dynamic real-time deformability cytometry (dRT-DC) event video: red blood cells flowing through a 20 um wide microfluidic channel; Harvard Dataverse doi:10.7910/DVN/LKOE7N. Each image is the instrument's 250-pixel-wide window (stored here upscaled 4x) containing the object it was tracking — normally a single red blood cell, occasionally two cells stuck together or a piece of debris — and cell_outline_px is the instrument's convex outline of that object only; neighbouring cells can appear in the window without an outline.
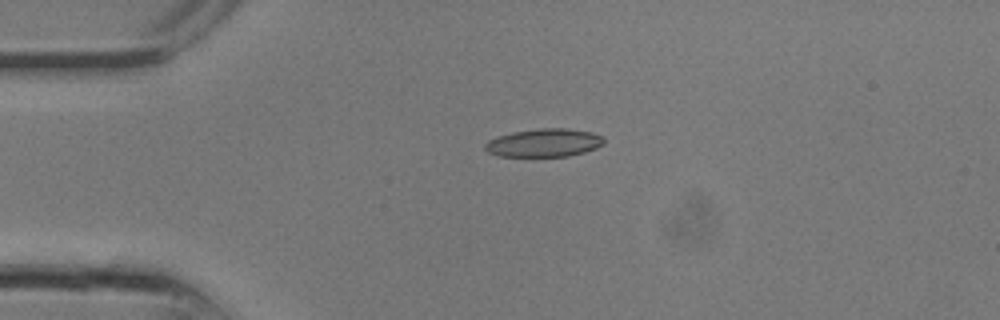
{"species": "common noctule bat (a hibernating species)", "species_latin": "Nyctalus noctula", "temperature_condition": "room temperature", "stored_images_in_passage": 7, "camera_frame_rate_fps": 3000, "um_per_image_px": 0.085, "animal": {"sex": "male", "body_mass_g": 13.3}, "frame": {"image": 1, "passage_image": 2, "time_ms": 0.333, "image_size_px": [1000, 320], "cell_outline_px": [[604, 144], [596, 148], [584, 152], [568, 156], [496, 156], [488, 152], [484, 148], [484, 144], [488, 140], [496, 136], [512, 132], [540, 128], [568, 128], [592, 132], [604, 136]], "centroid_in_image_um": [46.24, 12.13], "position_along_channel_um": 38.8, "area_um2": 19.71}}
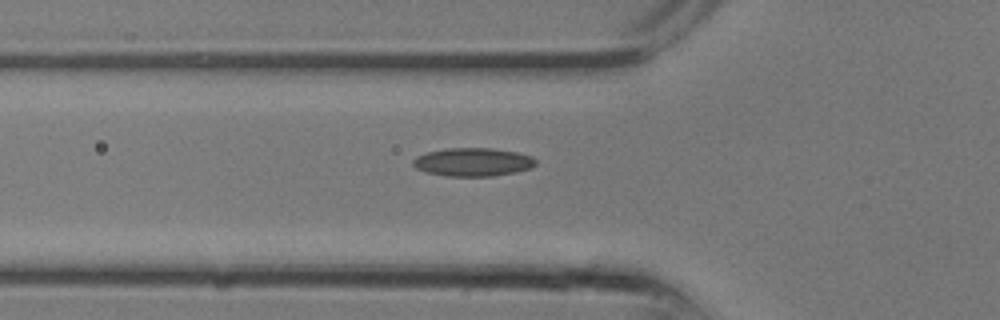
{"frame": {"image": 2, "passage_image": 5, "time_ms": 1.333, "image_size_px": [1000, 320], "cell_outline_px": [[536, 164], [532, 168], [516, 172], [492, 176], [444, 176], [428, 172], [416, 168], [412, 164], [412, 160], [416, 156], [428, 152], [448, 148], [492, 148], [516, 152], [532, 156], [536, 160]], "centroid_in_image_um": [40.21, 13.77], "position_along_channel_um": 85.6, "area_um2": 20.29}}
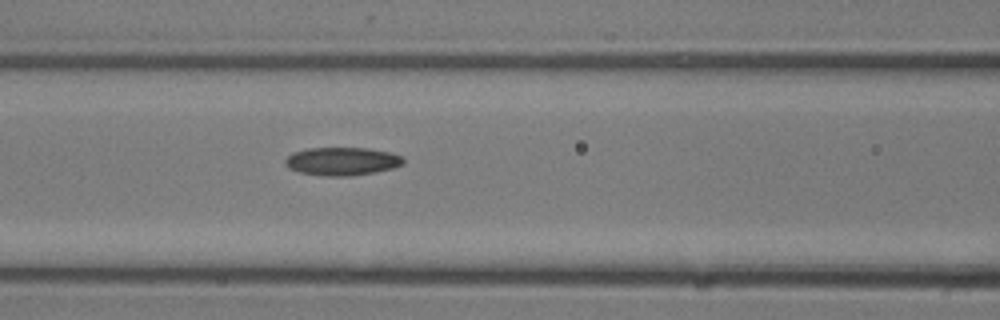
{"frame": {"image": 3, "passage_image": 7, "time_ms": 2.0, "image_size_px": [1000, 320], "cell_outline_px": [[404, 164], [392, 168], [376, 172], [348, 176], [328, 176], [300, 172], [288, 168], [284, 164], [284, 160], [292, 152], [308, 148], [368, 148], [392, 152], [404, 156]], "centroid_in_image_um": [29.1, 13.7], "position_along_channel_um": 137.5, "area_um2": 19.54}}